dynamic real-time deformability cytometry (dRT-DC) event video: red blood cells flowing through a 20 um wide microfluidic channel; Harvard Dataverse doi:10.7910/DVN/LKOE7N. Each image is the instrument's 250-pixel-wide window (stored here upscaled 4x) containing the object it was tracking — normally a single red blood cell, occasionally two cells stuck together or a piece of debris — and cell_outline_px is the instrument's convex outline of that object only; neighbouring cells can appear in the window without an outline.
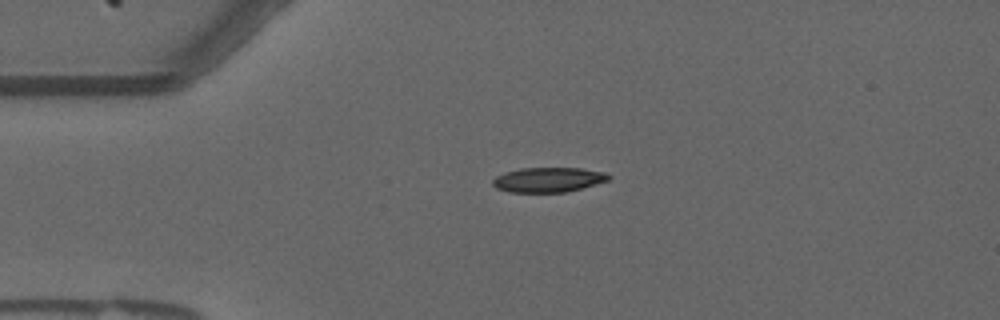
{"species": "common noctule bat (a hibernating species)", "species_latin": "Nyctalus noctula", "temperature_condition": "warm", "stored_images_in_passage": 37, "camera_frame_rate_fps": 3000, "um_per_image_px": 0.085, "animal": {"sex": "male", "forearm_length_mm": 52.5}, "frame": {"image": 1, "passage_image": 2, "time_ms": 0.333, "image_size_px": [1000, 320], "cell_outline_px": [[612, 176], [608, 180], [580, 188], [564, 192], [508, 192], [496, 188], [492, 184], [492, 180], [496, 176], [504, 172], [520, 168], [580, 168], [604, 172]], "centroid_in_image_um": [46.56, 15.27], "position_along_channel_um": 38.4, "area_um2": 16.65}}
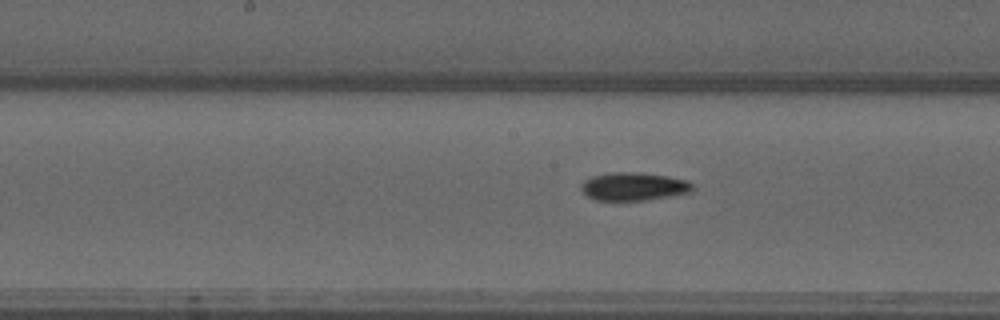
{"frame": {"image": 2, "passage_image": 17, "time_ms": 5.333, "image_size_px": [1000, 320], "cell_outline_px": [[692, 192], [644, 200], [596, 200], [588, 196], [580, 188], [580, 184], [584, 180], [592, 176], [612, 172], [636, 172], [668, 176], [688, 180], [692, 184]], "centroid_in_image_um": [53.85, 15.84], "position_along_channel_um": 194.4, "area_um2": 18.15}}
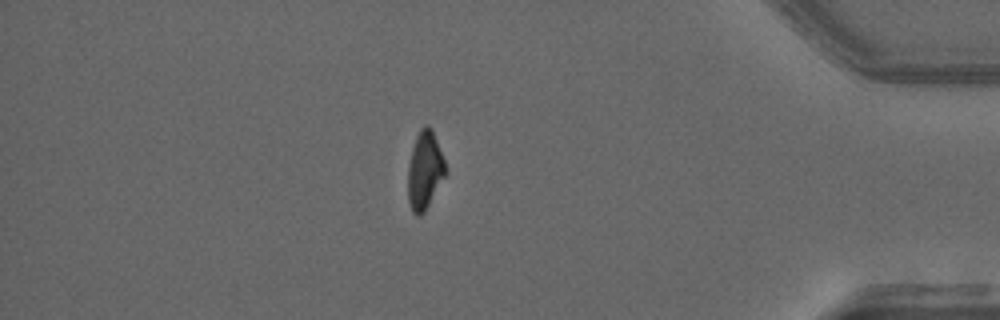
{"frame": {"image": 3, "passage_image": 37, "time_ms": 12.0, "image_size_px": [1000, 320], "cell_outline_px": [[448, 172], [424, 212], [420, 216], [416, 216], [412, 212], [408, 200], [408, 168], [412, 148], [416, 136], [420, 128], [424, 124], [428, 124], [432, 132], [444, 160]], "centroid_in_image_um": [36.1, 14.51], "position_along_channel_um": 399.1, "area_um2": 16.99}, "authors_computed_cell_mechanics": {"area_um2": 17.9758, "velocity_mm_per_s": 3.6803, "shape_relaxation_time_tau1_ms": null, "shape_relaxation_time_tau2_ms": 10.9804, "deformation_change_tau1": null, "deformation_change_tau2": 0.1688}}